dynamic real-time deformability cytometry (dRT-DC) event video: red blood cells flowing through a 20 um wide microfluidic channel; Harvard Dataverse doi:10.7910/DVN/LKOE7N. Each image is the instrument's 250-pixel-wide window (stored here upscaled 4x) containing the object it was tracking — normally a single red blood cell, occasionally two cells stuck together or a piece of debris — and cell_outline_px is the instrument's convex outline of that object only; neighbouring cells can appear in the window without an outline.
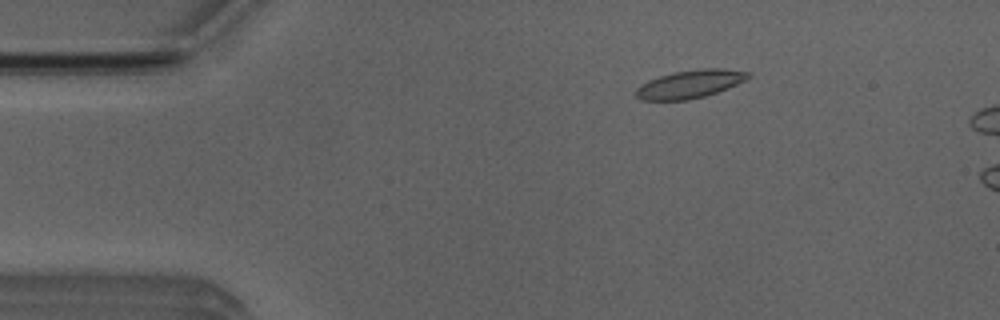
{"species": "Egyptian fruit bat (a non-hibernating species)", "species_latin": "Rousettus aegyptiacus", "temperature_condition": "room temperature", "stored_images_in_passage": 8, "camera_frame_rate_fps": 3000, "um_per_image_px": 0.085, "animal": {"sex": "male"}, "frame": {"image": 1, "passage_image": 4, "time_ms": 1.0, "image_size_px": [1000, 320], "cell_outline_px": [[752, 76], [736, 84], [716, 92], [704, 96], [688, 100], [640, 100], [636, 96], [636, 88], [640, 84], [648, 80], [672, 72], [700, 68], [724, 68], [752, 72]], "centroid_in_image_um": [58.64, 7.13], "position_along_channel_um": 26.4, "area_um2": 18.44}}